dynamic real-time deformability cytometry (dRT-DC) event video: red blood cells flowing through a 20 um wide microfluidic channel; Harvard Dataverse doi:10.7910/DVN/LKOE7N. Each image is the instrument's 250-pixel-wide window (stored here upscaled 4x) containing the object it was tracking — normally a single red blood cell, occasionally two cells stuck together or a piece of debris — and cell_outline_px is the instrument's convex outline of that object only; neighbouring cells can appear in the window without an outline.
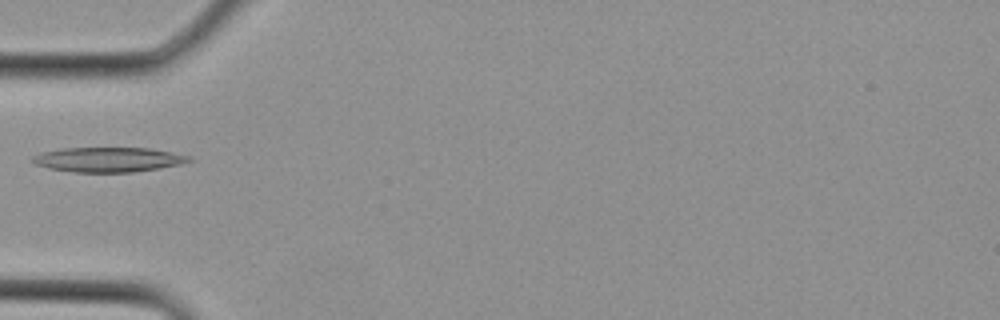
{"species": "Egyptian fruit bat (a non-hibernating species)", "species_latin": "Rousettus aegyptiacus", "temperature_condition": "cold", "stored_images_in_passage": 1, "camera_frame_rate_fps": 3000, "um_per_image_px": 0.085, "animal": {"sex": "female"}, "frame": {"image": 1, "passage_image": 1, "time_ms": 0.0, "image_size_px": [1000, 320], "cell_outline_px": [[192, 160], [180, 164], [160, 168], [132, 172], [76, 172], [48, 168], [36, 164], [28, 160], [32, 156], [40, 152], [60, 148], [148, 148], [172, 152], [192, 156]], "centroid_in_image_um": [9.17, 13.56], "position_along_channel_um": 75.8, "area_um2": 22.66}}